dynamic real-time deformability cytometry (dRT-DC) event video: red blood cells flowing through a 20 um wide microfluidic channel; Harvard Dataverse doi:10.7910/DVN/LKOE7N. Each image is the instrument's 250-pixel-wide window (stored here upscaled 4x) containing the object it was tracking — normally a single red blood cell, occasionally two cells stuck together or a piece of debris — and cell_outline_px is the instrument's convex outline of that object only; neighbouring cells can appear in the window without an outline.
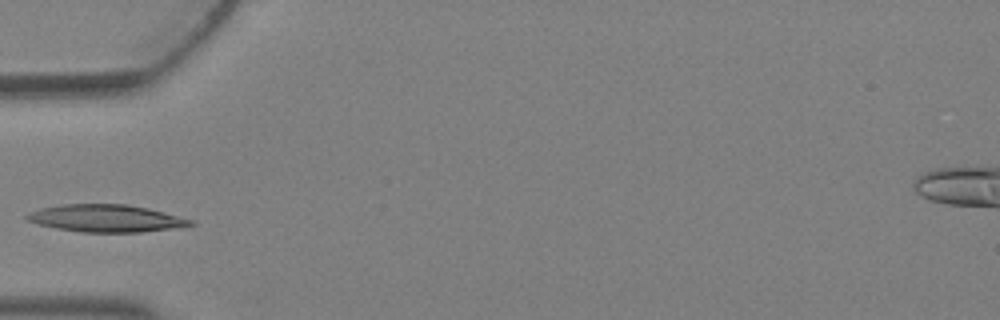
{"species": "Egyptian fruit bat (a non-hibernating species)", "species_latin": "Rousettus aegyptiacus", "temperature_condition": "warm", "stored_images_in_passage": 2, "camera_frame_rate_fps": 3000, "um_per_image_px": 0.085, "animal": {"sex": "female"}, "frame": {"image": 1, "passage_image": 2, "time_ms": 0.333, "image_size_px": [1000, 320], "cell_outline_px": [[196, 224], [140, 232], [80, 232], [56, 228], [36, 224], [24, 220], [24, 216], [28, 212], [40, 208], [60, 204], [128, 204], [148, 208], [164, 212], [192, 220]], "centroid_in_image_um": [8.9, 18.55], "position_along_channel_um": 76.1, "area_um2": 26.07}}